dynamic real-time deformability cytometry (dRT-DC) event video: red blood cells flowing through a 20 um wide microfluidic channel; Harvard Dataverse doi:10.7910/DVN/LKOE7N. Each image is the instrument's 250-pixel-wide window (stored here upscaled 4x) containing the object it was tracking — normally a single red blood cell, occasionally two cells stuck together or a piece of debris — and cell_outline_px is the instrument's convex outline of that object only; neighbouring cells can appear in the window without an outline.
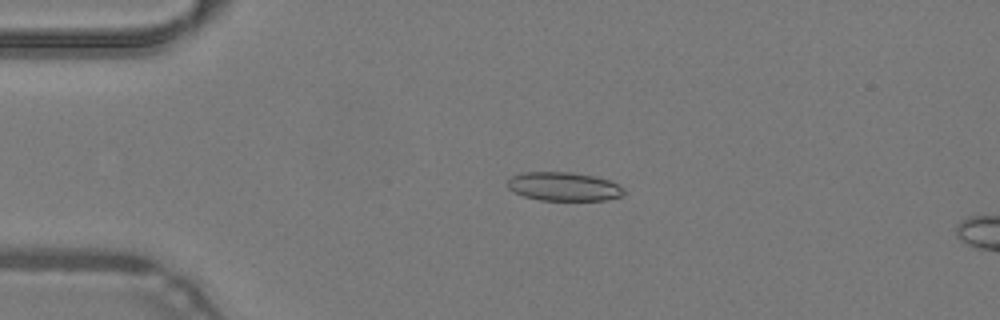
{"species": "common noctule bat (a hibernating species)", "species_latin": "Nyctalus noctula", "temperature_condition": "warm", "stored_images_in_passage": 10, "camera_frame_rate_fps": 3000, "um_per_image_px": 0.085, "animal": {"sex": "male", "body_mass_g": 19.2, "forearm_length_mm": 51.8}, "frame": {"image": 1, "passage_image": 6, "time_ms": 1.667, "image_size_px": [1000, 320], "cell_outline_px": [[624, 196], [604, 200], [540, 200], [524, 196], [508, 188], [508, 180], [512, 176], [520, 172], [572, 172], [592, 176], [608, 180], [624, 188]], "centroid_in_image_um": [47.92, 15.85], "position_along_channel_um": 37.1, "area_um2": 19.36}}